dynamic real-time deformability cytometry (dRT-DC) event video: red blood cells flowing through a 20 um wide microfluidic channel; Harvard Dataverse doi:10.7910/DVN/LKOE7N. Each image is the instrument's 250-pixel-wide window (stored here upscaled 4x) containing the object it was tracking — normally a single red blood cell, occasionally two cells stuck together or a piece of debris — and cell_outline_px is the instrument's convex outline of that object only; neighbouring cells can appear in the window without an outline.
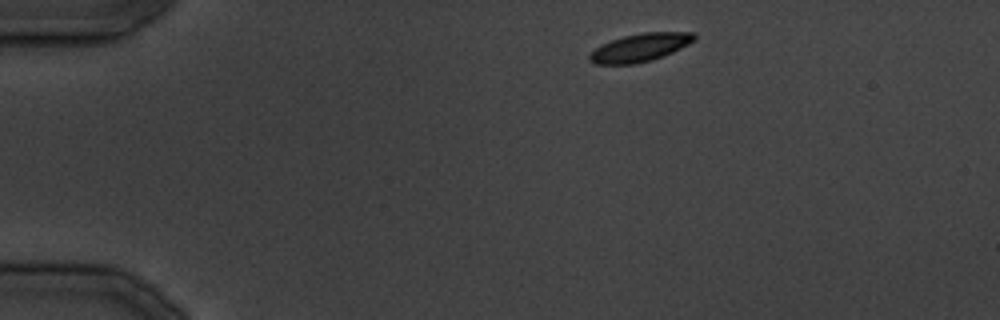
{"species": "common noctule bat (a hibernating species)", "species_latin": "Nyctalus noctula", "temperature_condition": "cold", "stored_images_in_passage": 30, "camera_frame_rate_fps": 3000, "um_per_image_px": 0.085, "animal": {"sex": "male", "body_mass_g": 19.5, "forearm_length_mm": 54.6}, "frame": {"image": 1, "passage_image": 1, "time_ms": 0.0, "image_size_px": [1000, 320], "cell_outline_px": [[696, 36], [688, 44], [664, 56], [652, 60], [636, 64], [596, 64], [588, 60], [588, 56], [596, 48], [612, 40], [624, 36], [644, 32], [692, 32]], "centroid_in_image_um": [54.39, 4.05], "position_along_channel_um": 30.6, "area_um2": 16.88}}
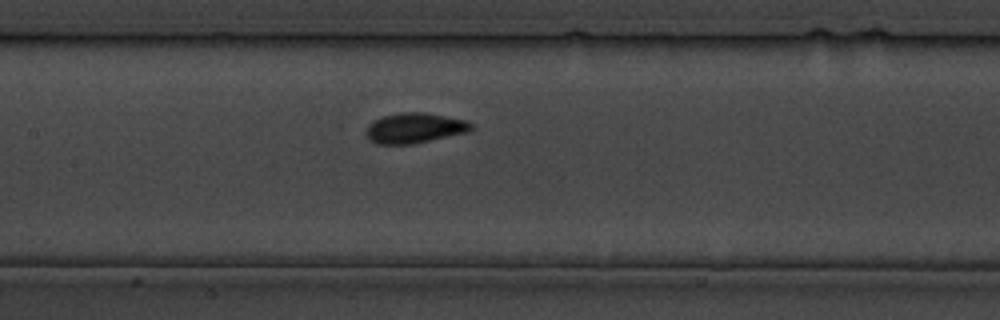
{"frame": {"image": 2, "passage_image": 12, "time_ms": 13.333, "image_size_px": [1000, 320], "cell_outline_px": [[472, 128], [468, 132], [412, 144], [376, 144], [368, 140], [368, 124], [384, 116], [404, 112], [424, 112], [468, 120], [472, 124]], "centroid_in_image_um": [35.27, 10.88], "position_along_channel_um": 172.1, "area_um2": 18.32}}
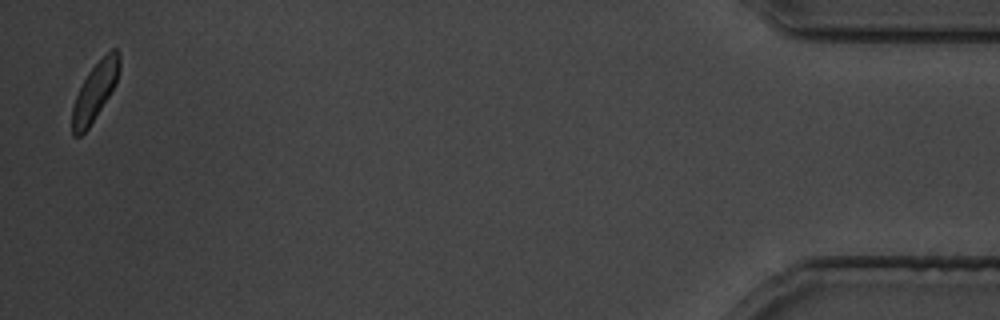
{"frame": {"image": 3, "passage_image": 30, "time_ms": 35.0, "image_size_px": [1000, 320], "cell_outline_px": [[120, 68], [116, 84], [88, 128], [80, 136], [72, 136], [72, 108], [76, 96], [88, 72], [112, 48], [116, 48], [120, 52]], "centroid_in_image_um": [8.08, 7.76], "position_along_channel_um": 427.1, "area_um2": 15.66}}